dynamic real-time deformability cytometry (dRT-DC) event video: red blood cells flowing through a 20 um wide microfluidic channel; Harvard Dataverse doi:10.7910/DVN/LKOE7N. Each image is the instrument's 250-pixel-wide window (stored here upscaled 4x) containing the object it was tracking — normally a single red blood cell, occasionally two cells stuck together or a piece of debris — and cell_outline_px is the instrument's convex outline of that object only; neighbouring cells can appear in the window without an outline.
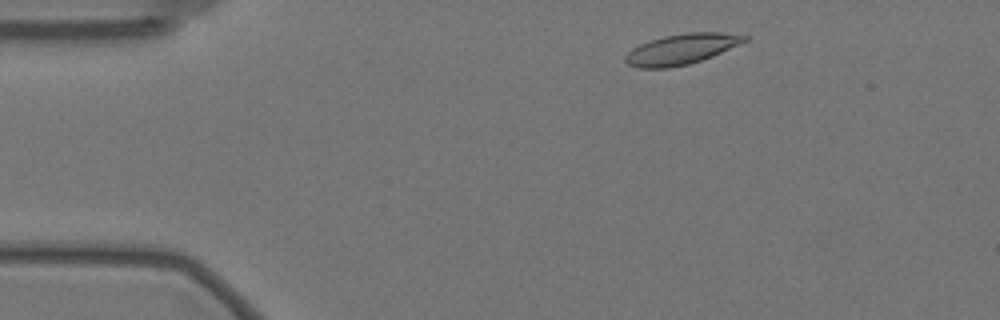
{"species": "Egyptian fruit bat (a non-hibernating species)", "species_latin": "Rousettus aegyptiacus", "temperature_condition": "warm", "stored_images_in_passage": 52, "camera_frame_rate_fps": 3000, "um_per_image_px": 0.085, "animal": {"sex": "female"}, "frame": {"image": 1, "passage_image": 4, "time_ms": 1.0, "image_size_px": [1000, 320], "cell_outline_px": [[748, 40], [712, 56], [688, 64], [668, 68], [636, 68], [628, 64], [624, 60], [624, 56], [632, 48], [640, 44], [664, 36], [688, 32], [720, 32], [748, 36]], "centroid_in_image_um": [57.89, 4.18], "position_along_channel_um": 27.1, "area_um2": 20.98}}
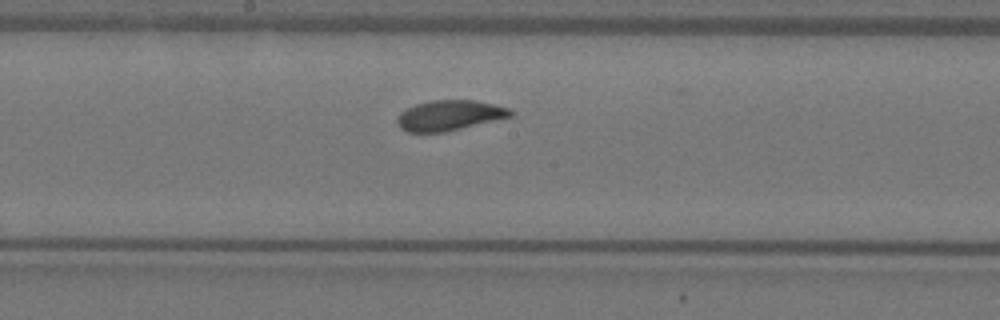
{"frame": {"image": 2, "passage_image": 25, "time_ms": 8.0, "image_size_px": [1000, 320], "cell_outline_px": [[516, 112], [512, 116], [444, 132], [408, 132], [400, 128], [396, 124], [396, 120], [400, 112], [416, 104], [432, 100], [476, 100], [496, 104], [512, 108]], "centroid_in_image_um": [38.23, 9.8], "position_along_channel_um": 210.0, "area_um2": 20.11}}
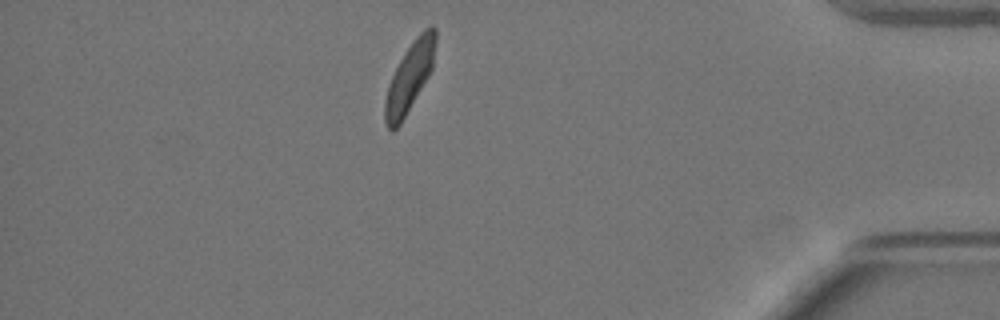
{"frame": {"image": 3, "passage_image": 45, "time_ms": 14.667, "image_size_px": [1000, 320], "cell_outline_px": [[436, 40], [432, 68], [428, 76], [400, 124], [392, 132], [388, 128], [384, 120], [384, 104], [388, 84], [400, 60], [416, 36], [424, 28], [432, 24], [436, 28]], "centroid_in_image_um": [34.81, 6.54], "position_along_channel_um": 400.4, "area_um2": 20.0}, "authors_computed_cell_mechanics": {"area_um2": 20.6635, "velocity_mm_per_s": 3.4784, "shape_relaxation_time_tau1_ms": 4.4363, "shape_relaxation_time_tau2_ms": 2.7775, "deformation_change_tau1": 0.1281, "deformation_change_tau2": 0.0732}}